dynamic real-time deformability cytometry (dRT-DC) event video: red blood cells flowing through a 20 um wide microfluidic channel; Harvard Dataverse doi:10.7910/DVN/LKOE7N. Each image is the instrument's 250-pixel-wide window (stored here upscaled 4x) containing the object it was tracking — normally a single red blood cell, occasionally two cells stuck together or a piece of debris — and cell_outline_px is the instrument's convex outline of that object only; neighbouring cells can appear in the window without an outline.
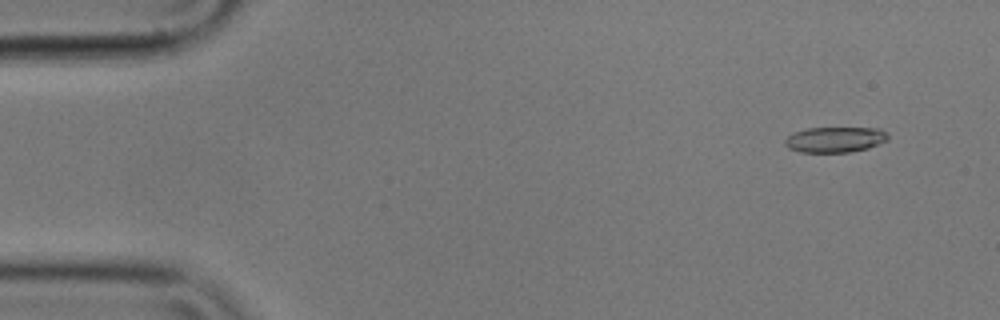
{"species": "common noctule bat (a hibernating species)", "species_latin": "Nyctalus noctula", "temperature_condition": "cold", "stored_images_in_passage": 56, "camera_frame_rate_fps": 3000, "um_per_image_px": 0.085, "animal": {"sex": "male", "body_mass_g": 17.9}, "frame": {"image": 1, "passage_image": 4, "time_ms": 1.0, "image_size_px": [1000, 320], "cell_outline_px": [[888, 140], [868, 148], [848, 152], [800, 152], [788, 148], [784, 144], [784, 140], [792, 132], [808, 128], [880, 128], [888, 136]], "centroid_in_image_um": [70.94, 11.86], "position_along_channel_um": 14.1, "area_um2": 15.32}}
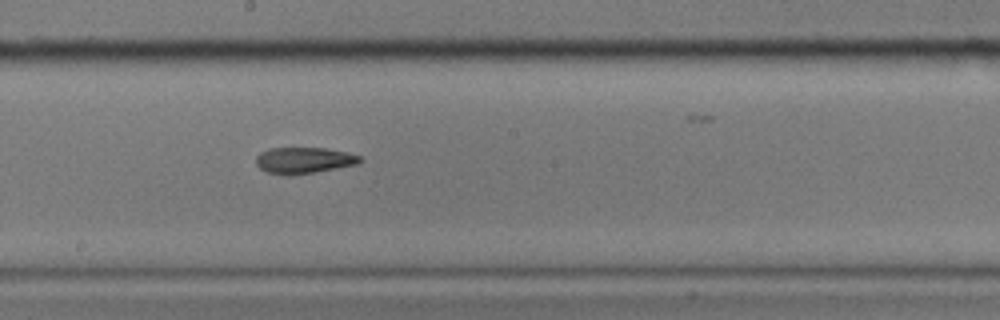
{"frame": {"image": 2, "passage_image": 30, "time_ms": 9.667, "image_size_px": [1000, 320], "cell_outline_px": [[364, 160], [356, 164], [316, 172], [288, 176], [268, 172], [260, 168], [256, 164], [256, 156], [260, 152], [268, 148], [324, 148], [348, 152], [360, 156]], "centroid_in_image_um": [25.82, 13.63], "position_along_channel_um": 222.4, "area_um2": 15.95}}
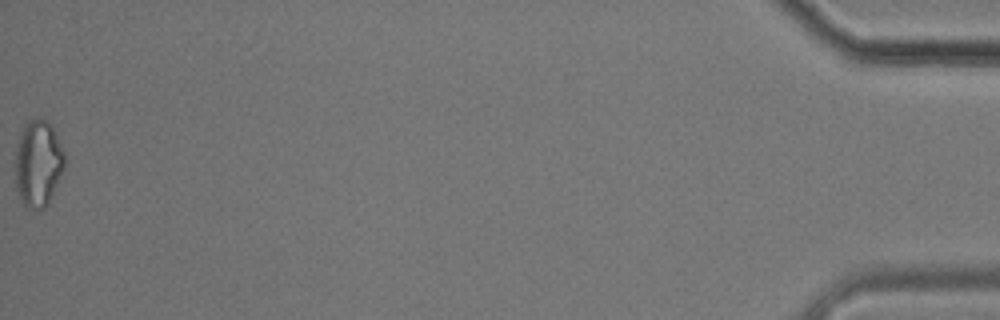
{"frame": {"image": 3, "passage_image": 56, "time_ms": 18.333, "image_size_px": [1000, 320], "cell_outline_px": [[64, 168], [44, 208], [24, 208], [16, 188], [16, 148], [20, 132], [24, 124], [28, 120], [48, 120], [56, 132], [64, 152]], "centroid_in_image_um": [3.22, 13.86], "position_along_channel_um": 432.0, "area_um2": 24.57}, "authors_computed_cell_mechanics": {"area_um2": 16.7042, "velocity_mm_per_s": 3.5673, "shape_relaxation_time_tau1_ms": null, "shape_relaxation_time_tau2_ms": 9.0187, "deformation_change_tau1": null, "deformation_change_tau2": 0.2023}}